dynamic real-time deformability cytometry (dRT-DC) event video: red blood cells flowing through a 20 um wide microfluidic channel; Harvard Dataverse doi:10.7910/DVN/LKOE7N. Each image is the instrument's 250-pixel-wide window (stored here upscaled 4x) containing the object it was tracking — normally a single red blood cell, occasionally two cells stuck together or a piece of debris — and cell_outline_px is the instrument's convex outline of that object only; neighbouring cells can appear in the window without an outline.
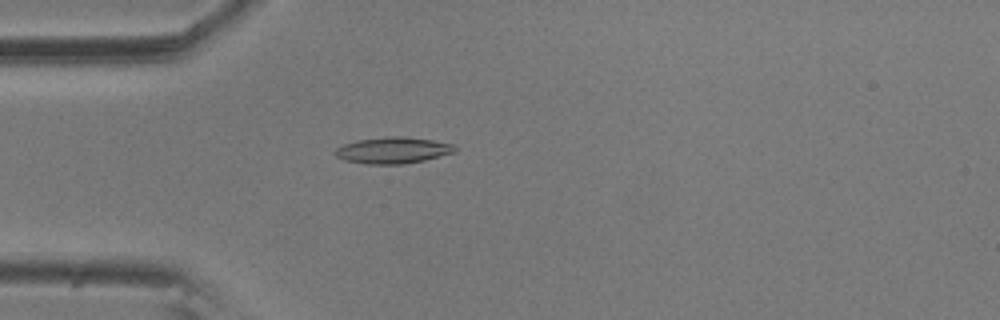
{"species": "common noctule bat (a hibernating species)", "species_latin": "Nyctalus noctula", "temperature_condition": "room temperature", "stored_images_in_passage": 57, "camera_frame_rate_fps": 3000, "um_per_image_px": 0.085, "animal": {"sex": "male", "body_mass_g": 20.5, "forearm_length_mm": 52.5}, "frame": {"image": 1, "passage_image": 16, "time_ms": 5.0, "image_size_px": [1000, 320], "cell_outline_px": [[456, 152], [424, 160], [404, 164], [368, 164], [344, 160], [336, 156], [332, 152], [336, 148], [344, 144], [356, 140], [384, 136], [400, 136], [432, 140], [456, 144]], "centroid_in_image_um": [33.39, 12.77], "position_along_channel_um": 51.6, "area_um2": 18.55}}
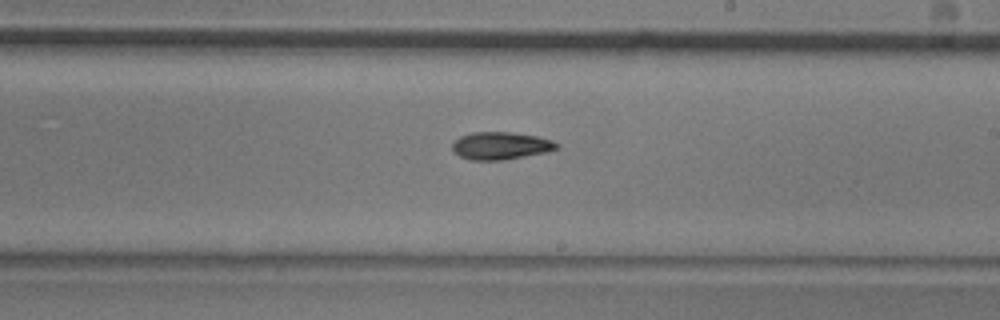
{"frame": {"image": 2, "passage_image": 33, "time_ms": 10.667, "image_size_px": [1000, 320], "cell_outline_px": [[560, 148], [548, 152], [504, 160], [472, 160], [460, 156], [452, 148], [452, 144], [460, 136], [472, 132], [512, 132], [536, 136], [552, 140], [560, 144]], "centroid_in_image_um": [42.61, 12.38], "position_along_channel_um": 246.4, "area_um2": 16.82}}
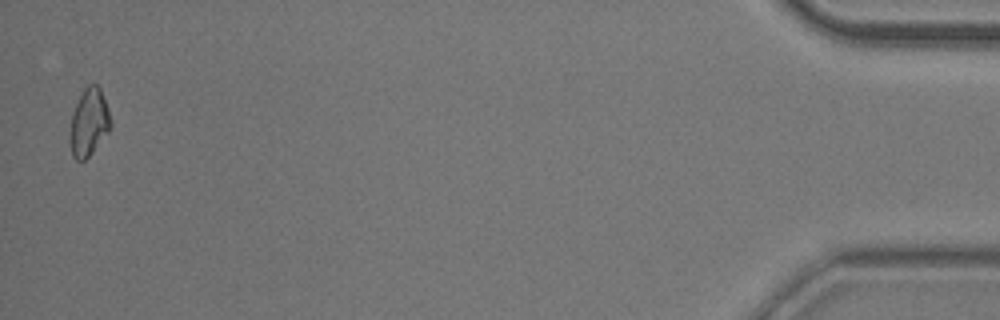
{"frame": {"image": 3, "passage_image": 56, "time_ms": 18.333, "image_size_px": [1000, 320], "cell_outline_px": [[112, 128], [92, 152], [84, 160], [76, 160], [72, 156], [68, 140], [68, 132], [72, 112], [84, 88], [88, 84], [96, 84], [100, 88], [112, 124]], "centroid_in_image_um": [7.52, 10.44], "position_along_channel_um": 427.7, "area_um2": 16.13}, "authors_computed_cell_mechanics": {"area_um2": 16.7042, "velocity_mm_per_s": 3.5685, "shape_relaxation_time_tau1_ms": 4.7505, "shape_relaxation_time_tau2_ms": null, "deformation_change_tau1": 0.1293, "deformation_change_tau2": null}}